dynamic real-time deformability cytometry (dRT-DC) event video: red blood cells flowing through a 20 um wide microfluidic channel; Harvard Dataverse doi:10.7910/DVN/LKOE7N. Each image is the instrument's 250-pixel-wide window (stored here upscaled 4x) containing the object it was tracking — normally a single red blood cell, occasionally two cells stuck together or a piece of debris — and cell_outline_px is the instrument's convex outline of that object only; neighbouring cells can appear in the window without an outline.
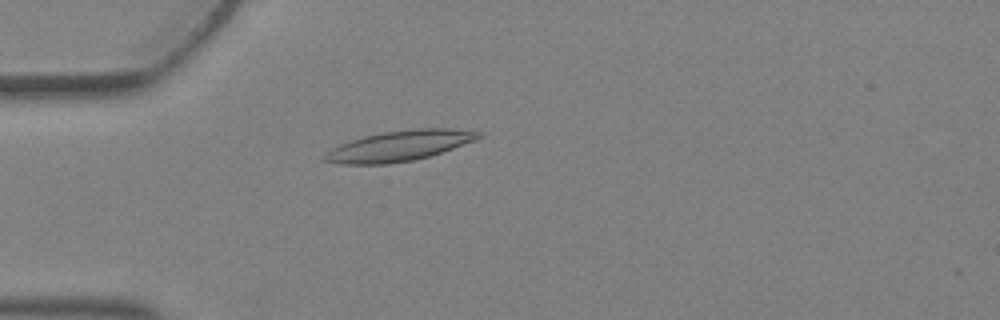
{"species": "Egyptian fruit bat (a non-hibernating species)", "species_latin": "Rousettus aegyptiacus", "temperature_condition": "warm", "stored_images_in_passage": 4, "camera_frame_rate_fps": 3000, "um_per_image_px": 0.085, "animal": {"sex": "female"}, "frame": {"image": 1, "passage_image": 4, "time_ms": 1.0, "image_size_px": [1000, 320], "cell_outline_px": [[484, 136], [476, 140], [428, 156], [412, 160], [388, 164], [340, 164], [324, 160], [324, 156], [332, 148], [340, 144], [364, 136], [384, 132], [416, 128], [452, 128], [480, 132]], "centroid_in_image_um": [33.96, 12.39], "position_along_channel_um": 51.0, "area_um2": 26.88}}